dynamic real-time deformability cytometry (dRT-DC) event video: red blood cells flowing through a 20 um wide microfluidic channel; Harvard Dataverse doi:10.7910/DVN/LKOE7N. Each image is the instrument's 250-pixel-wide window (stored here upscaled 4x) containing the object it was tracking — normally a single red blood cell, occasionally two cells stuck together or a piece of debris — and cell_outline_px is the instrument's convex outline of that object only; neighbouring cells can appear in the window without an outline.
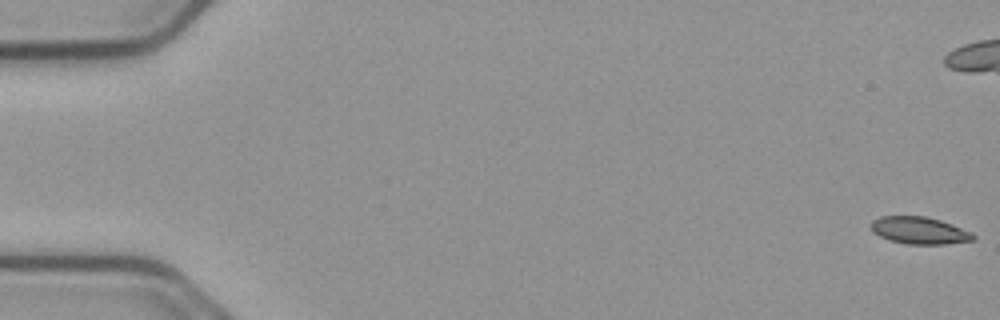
{"species": "common noctule bat (a hibernating species)", "species_latin": "Nyctalus noctula", "temperature_condition": "cold", "stored_images_in_passage": 57, "camera_frame_rate_fps": 3000, "um_per_image_px": 0.085, "animal": {"sex": "male", "body_mass_g": 23.1, "forearm_length_mm": 52.7}, "frame": {"image": 1, "passage_image": 1, "time_ms": 0.0, "image_size_px": [1000, 320], "cell_outline_px": [[976, 236], [972, 240], [944, 244], [908, 244], [888, 240], [872, 232], [872, 220], [880, 216], [924, 216], [940, 220], [952, 224], [972, 232]], "centroid_in_image_um": [78.14, 19.58], "position_along_channel_um": 6.9, "area_um2": 16.13}}
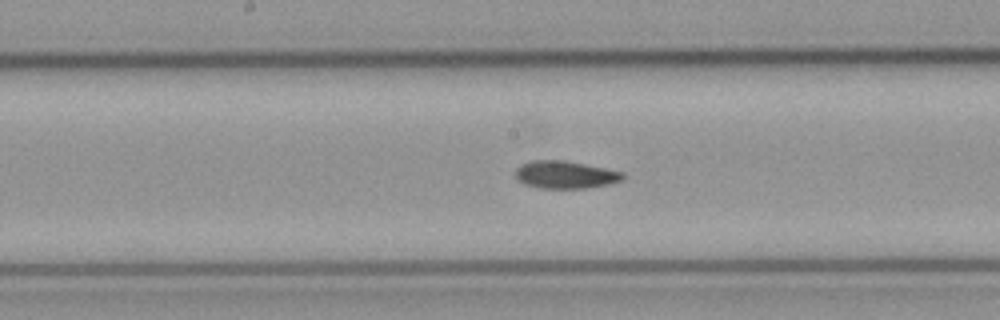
{"frame": {"image": 2, "passage_image": 29, "time_ms": 9.333, "image_size_px": [1000, 320], "cell_outline_px": [[624, 180], [608, 184], [588, 188], [540, 188], [524, 184], [516, 180], [516, 168], [520, 164], [532, 160], [564, 160], [624, 172]], "centroid_in_image_um": [48.03, 14.85], "position_along_channel_um": 200.2, "area_um2": 17.34}}
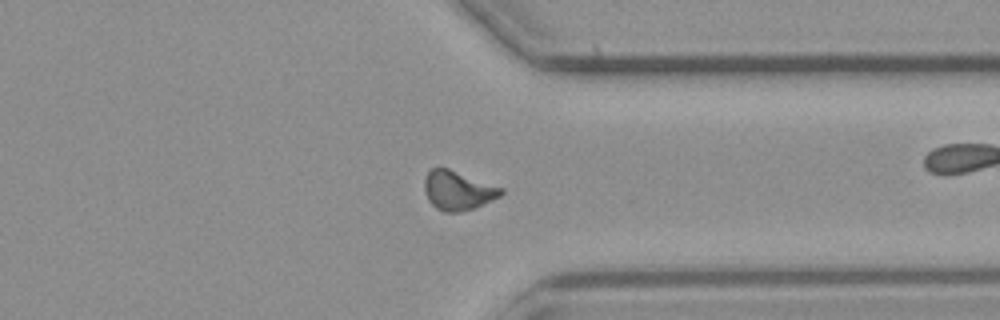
{"frame": {"image": 3, "passage_image": 43, "time_ms": 14.0, "image_size_px": [1000, 320], "cell_outline_px": [[504, 192], [500, 196], [476, 208], [460, 212], [444, 212], [436, 208], [428, 200], [424, 192], [424, 180], [428, 172], [432, 168], [448, 168], [504, 188]], "centroid_in_image_um": [38.92, 16.2], "position_along_channel_um": 372.5, "area_um2": 17.57}}